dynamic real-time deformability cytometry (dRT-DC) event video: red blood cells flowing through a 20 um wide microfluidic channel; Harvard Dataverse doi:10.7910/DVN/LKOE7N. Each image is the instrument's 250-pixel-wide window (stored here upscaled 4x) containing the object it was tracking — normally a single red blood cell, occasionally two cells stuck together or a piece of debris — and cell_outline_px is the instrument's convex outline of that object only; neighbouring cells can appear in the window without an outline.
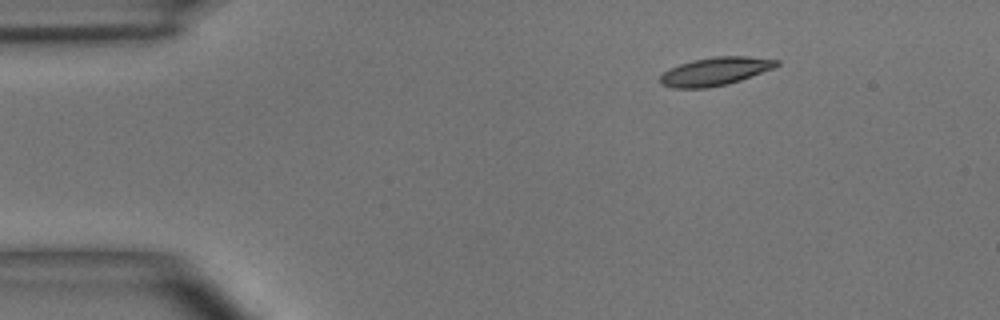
{"species": "common noctule bat (a hibernating species)", "species_latin": "Nyctalus noctula", "temperature_condition": "room temperature", "stored_images_in_passage": 4, "segment_of_instrument_passage": [1, 2], "camera_frame_rate_fps": 3000, "um_per_image_px": 0.085, "animal": {"sex": "male", "body_mass_g": 15.6}, "frame": {"image": 1, "passage_image": 1, "time_ms": 0.0, "image_size_px": [1000, 320], "cell_outline_px": [[780, 64], [772, 68], [740, 80], [728, 84], [708, 88], [672, 88], [660, 84], [660, 76], [668, 68], [692, 60], [716, 56], [748, 56], [780, 60]], "centroid_in_image_um": [60.76, 6.07], "position_along_channel_um": 24.2, "area_um2": 19.13}}